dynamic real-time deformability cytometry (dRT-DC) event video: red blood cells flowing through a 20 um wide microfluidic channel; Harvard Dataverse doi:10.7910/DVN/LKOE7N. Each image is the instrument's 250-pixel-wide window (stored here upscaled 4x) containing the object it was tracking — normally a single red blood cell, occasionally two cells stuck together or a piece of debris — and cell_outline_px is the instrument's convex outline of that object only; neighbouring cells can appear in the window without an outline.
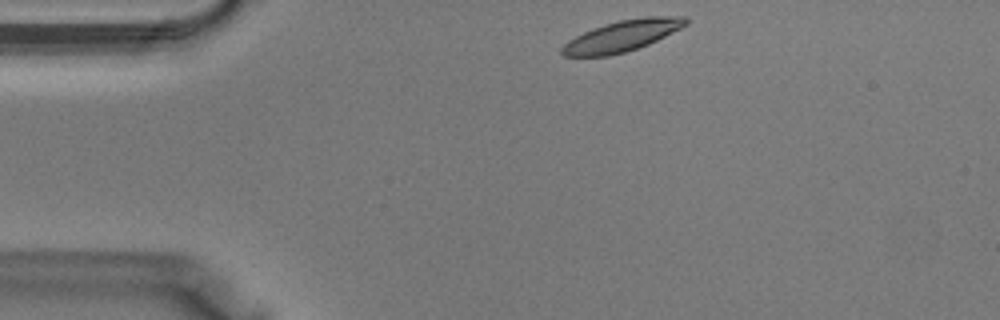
{"species": "Egyptian fruit bat (a non-hibernating species)", "species_latin": "Rousettus aegyptiacus", "temperature_condition": "warm", "stored_images_in_passage": 33, "camera_frame_rate_fps": 3000, "um_per_image_px": 0.085, "animal": {"sex": "male"}, "frame": {"image": 1, "passage_image": 1, "time_ms": 0.0, "image_size_px": [1000, 320], "cell_outline_px": [[688, 24], [648, 44], [624, 52], [608, 56], [564, 56], [560, 52], [560, 48], [568, 40], [592, 28], [604, 24], [620, 20], [644, 16], [684, 16], [688, 20]], "centroid_in_image_um": [52.86, 3.04], "position_along_channel_um": 32.1, "area_um2": 22.25}}
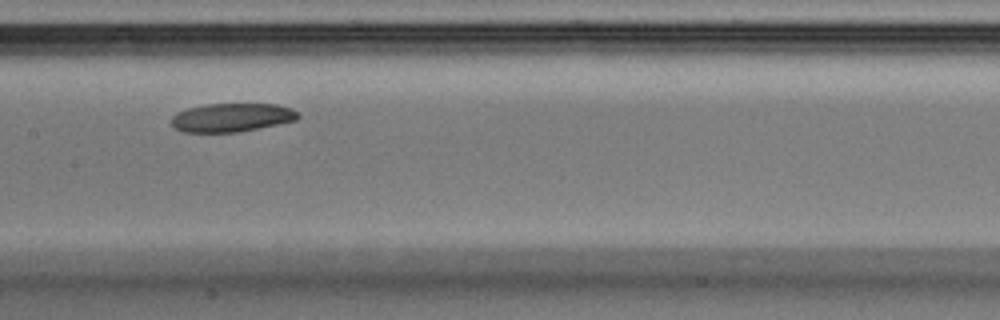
{"frame": {"image": 2, "passage_image": 13, "time_ms": 4.0, "image_size_px": [1000, 320], "cell_outline_px": [[300, 116], [296, 120], [236, 132], [180, 132], [172, 124], [172, 116], [176, 112], [188, 108], [208, 104], [276, 104], [292, 108]], "centroid_in_image_um": [19.67, 9.98], "position_along_channel_um": 187.7, "area_um2": 20.87}}
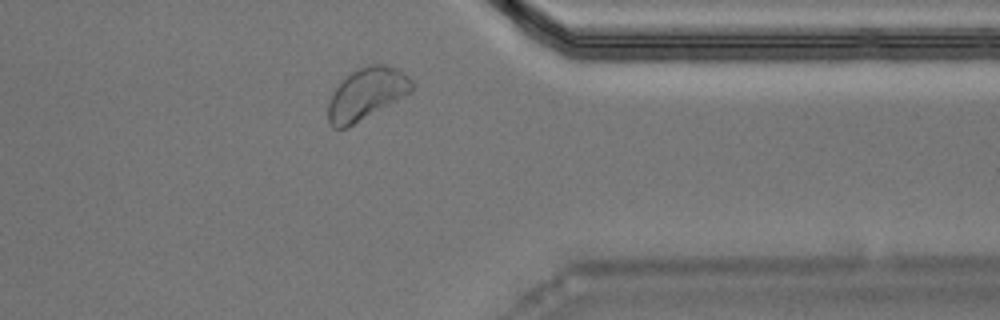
{"frame": {"image": 3, "passage_image": 25, "time_ms": 8.0, "image_size_px": [1000, 320], "cell_outline_px": [[416, 88], [412, 92], [348, 128], [332, 128], [328, 120], [328, 104], [336, 88], [352, 72], [368, 64], [384, 64], [396, 68], [408, 76], [416, 84]], "centroid_in_image_um": [31.2, 7.99], "position_along_channel_um": 380.2, "area_um2": 25.2}}